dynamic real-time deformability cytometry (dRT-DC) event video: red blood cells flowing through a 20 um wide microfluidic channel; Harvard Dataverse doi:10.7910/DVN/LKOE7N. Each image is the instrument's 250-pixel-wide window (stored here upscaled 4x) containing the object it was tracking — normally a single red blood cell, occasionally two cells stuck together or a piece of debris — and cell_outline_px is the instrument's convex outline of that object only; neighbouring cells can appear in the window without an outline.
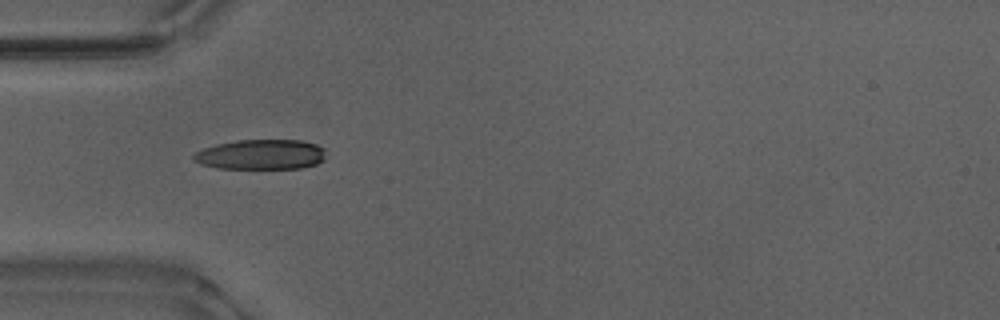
{"species": "Egyptian fruit bat (a non-hibernating species)", "species_latin": "Rousettus aegyptiacus", "temperature_condition": "warm", "stored_images_in_passage": 4, "camera_frame_rate_fps": 3000, "um_per_image_px": 0.085, "animal": {"sex": "male"}, "frame": {"image": 1, "passage_image": 2, "time_ms": 0.333, "image_size_px": [1000, 320], "cell_outline_px": [[324, 160], [316, 164], [300, 168], [220, 168], [200, 164], [192, 160], [192, 156], [196, 152], [204, 148], [216, 144], [236, 140], [300, 140], [316, 144], [324, 148]], "centroid_in_image_um": [22.17, 13.13], "position_along_channel_um": 62.8, "area_um2": 23.12}}